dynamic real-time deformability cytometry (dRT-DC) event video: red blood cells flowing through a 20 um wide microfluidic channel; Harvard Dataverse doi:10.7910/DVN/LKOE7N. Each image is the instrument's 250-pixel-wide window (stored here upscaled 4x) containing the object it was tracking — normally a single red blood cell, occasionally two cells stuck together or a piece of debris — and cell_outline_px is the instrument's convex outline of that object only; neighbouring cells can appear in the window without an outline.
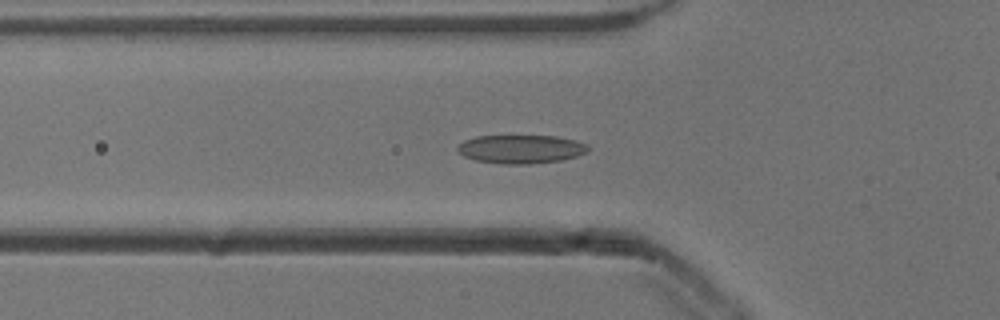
{"species": "common noctule bat (a hibernating species)", "species_latin": "Nyctalus noctula", "temperature_condition": "cold", "stored_images_in_passage": 44, "camera_frame_rate_fps": 3000, "um_per_image_px": 0.085, "animal": {"sex": "male", "body_mass_g": 13.3}, "frame": {"image": 1, "passage_image": 15, "time_ms": 4.667, "image_size_px": [1000, 320], "cell_outline_px": [[588, 152], [576, 156], [560, 160], [528, 164], [500, 164], [476, 160], [464, 156], [456, 152], [456, 148], [464, 140], [476, 136], [556, 136], [576, 140], [588, 144]], "centroid_in_image_um": [44.26, 12.67], "position_along_channel_um": 81.5, "area_um2": 21.79}}
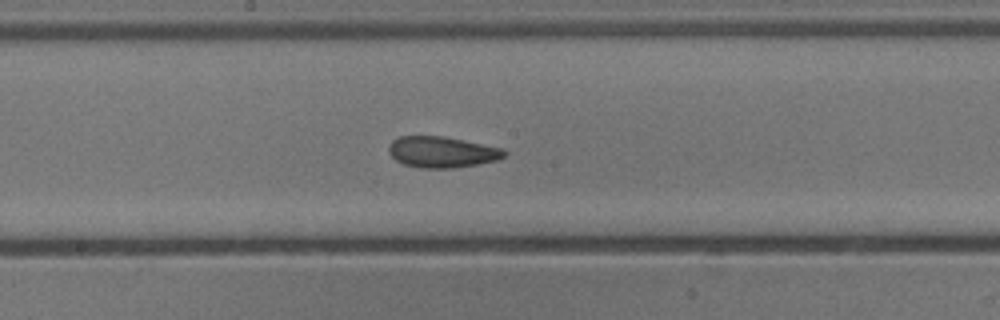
{"frame": {"image": 2, "passage_image": 25, "time_ms": 8.0, "image_size_px": [1000, 320], "cell_outline_px": [[508, 152], [504, 156], [496, 160], [476, 164], [452, 168], [420, 168], [404, 164], [396, 160], [388, 152], [388, 148], [392, 140], [400, 136], [444, 136], [504, 148]], "centroid_in_image_um": [37.56, 12.91], "position_along_channel_um": 210.6, "area_um2": 20.92}}
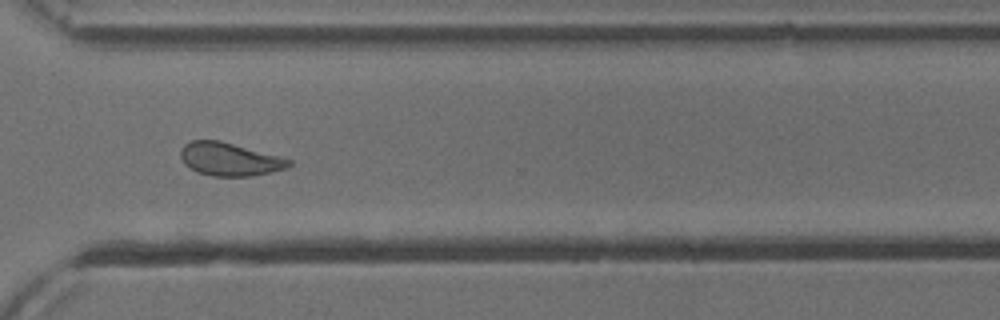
{"frame": {"image": 3, "passage_image": 36, "time_ms": 11.667, "image_size_px": [1000, 320], "cell_outline_px": [[292, 164], [288, 168], [272, 172], [252, 176], [212, 176], [196, 172], [184, 164], [180, 156], [180, 148], [184, 144], [192, 140], [220, 140], [280, 156], [292, 160]], "centroid_in_image_um": [19.51, 13.53], "position_along_channel_um": 351.1, "area_um2": 21.15}, "authors_computed_cell_mechanics": {"area_um2": 21.2126, "velocity_mm_per_s": 3.8389, "shape_relaxation_time_tau1_ms": null, "shape_relaxation_time_tau2_ms": 2.1672, "deformation_change_tau1": null, "deformation_change_tau2": 0.0796}}